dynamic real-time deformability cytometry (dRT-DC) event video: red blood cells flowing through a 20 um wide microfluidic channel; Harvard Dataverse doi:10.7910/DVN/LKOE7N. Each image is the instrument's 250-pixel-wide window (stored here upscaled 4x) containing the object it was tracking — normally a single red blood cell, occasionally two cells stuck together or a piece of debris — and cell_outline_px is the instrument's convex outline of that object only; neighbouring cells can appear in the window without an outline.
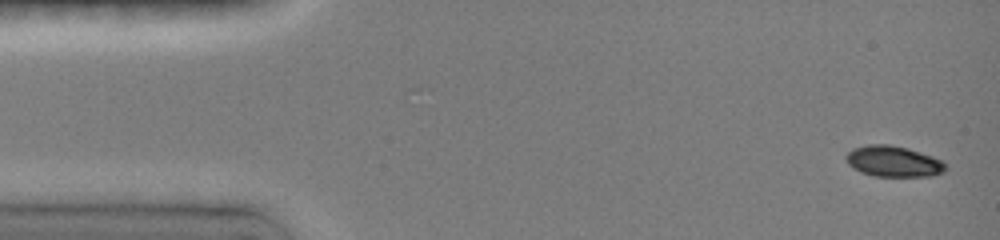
{"species": "common noctule bat (a hibernating species)", "species_latin": "Nyctalus noctula", "temperature_condition": "room temperature", "stored_images_in_passage": 14, "camera_frame_rate_fps": 3000, "um_per_image_px": 0.085, "animal": {"sex": "female", "body_mass_g": 19.0, "forearm_length_mm": 51.5}, "frame": {"image": 1, "passage_image": 1, "time_ms": 0.0, "image_size_px": [1000, 240], "cell_outline_px": [[948, 168], [944, 172], [932, 176], [876, 176], [860, 172], [852, 168], [848, 164], [844, 156], [852, 148], [868, 144], [888, 144], [908, 148], [932, 156], [940, 160]], "centroid_in_image_um": [75.91, 13.71], "position_along_channel_um": 9.1, "area_um2": 18.03}}
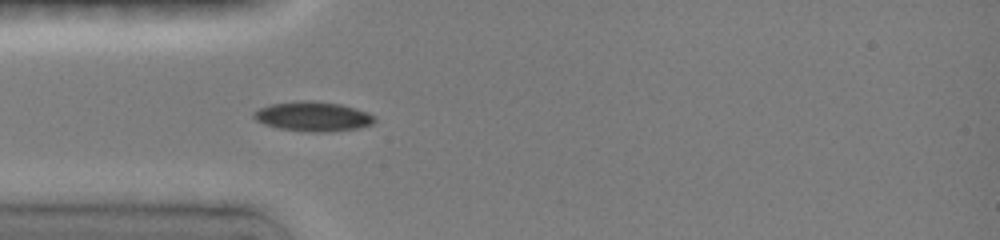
{"frame": {"image": 2, "passage_image": 11, "time_ms": 4.0, "image_size_px": [1000, 240], "cell_outline_px": [[376, 120], [372, 124], [360, 128], [328, 132], [312, 132], [276, 128], [264, 124], [256, 120], [252, 116], [252, 112], [268, 104], [300, 100], [312, 100], [340, 104], [356, 108], [368, 112], [376, 116]], "centroid_in_image_um": [26.61, 9.89], "position_along_channel_um": 58.4, "area_um2": 21.21}}